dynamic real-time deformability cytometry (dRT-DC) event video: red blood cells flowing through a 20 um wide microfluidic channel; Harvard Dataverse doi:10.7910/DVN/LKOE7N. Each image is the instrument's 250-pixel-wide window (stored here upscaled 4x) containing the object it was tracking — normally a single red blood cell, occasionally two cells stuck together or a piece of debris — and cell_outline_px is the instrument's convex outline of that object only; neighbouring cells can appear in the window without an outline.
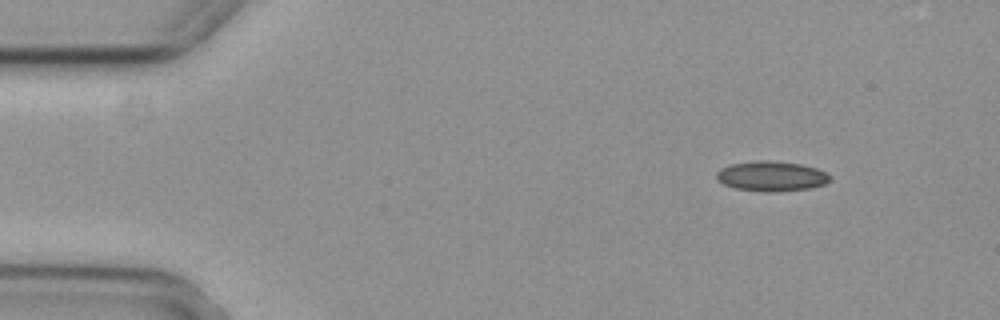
{"species": "common noctule bat (a hibernating species)", "species_latin": "Nyctalus noctula", "temperature_condition": "cold", "stored_images_in_passage": 2, "camera_frame_rate_fps": 3000, "um_per_image_px": 0.085, "animal": {"sex": "female", "body_mass_g": 29.2, "forearm_length_mm": 56.3}, "frame": {"image": 1, "passage_image": 1, "time_ms": 0.0, "image_size_px": [1000, 320], "cell_outline_px": [[832, 180], [824, 184], [808, 188], [772, 192], [764, 192], [736, 188], [724, 184], [716, 180], [716, 172], [720, 168], [732, 164], [760, 160], [768, 160], [800, 164], [816, 168], [832, 176]], "centroid_in_image_um": [65.56, 14.97], "position_along_channel_um": 19.4, "area_um2": 19.77}}